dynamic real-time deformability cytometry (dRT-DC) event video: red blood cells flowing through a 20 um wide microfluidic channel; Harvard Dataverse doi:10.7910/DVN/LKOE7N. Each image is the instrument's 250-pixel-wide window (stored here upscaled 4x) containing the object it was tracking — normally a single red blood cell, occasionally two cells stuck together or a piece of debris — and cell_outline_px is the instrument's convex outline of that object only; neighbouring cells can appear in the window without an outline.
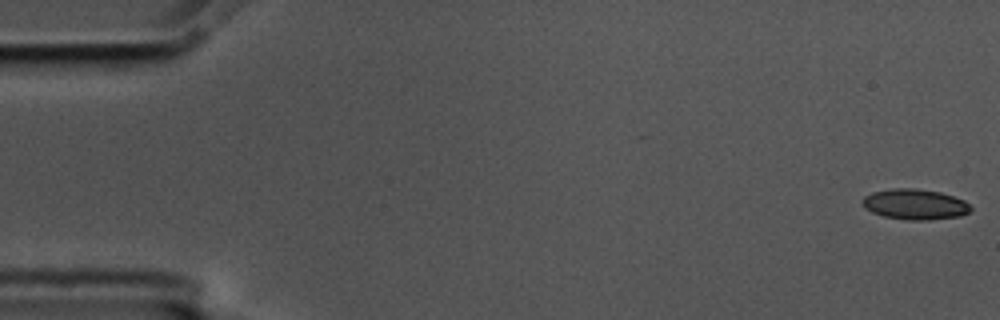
{"species": "common noctule bat (a hibernating species)", "species_latin": "Nyctalus noctula", "temperature_condition": "cold", "stored_images_in_passage": 56, "camera_frame_rate_fps": 3000, "um_per_image_px": 0.085, "animal": {"sex": "male", "body_mass_g": 17.5, "forearm_length_mm": 52.3}, "frame": {"image": 1, "passage_image": 1, "time_ms": 0.0, "image_size_px": [1000, 320], "cell_outline_px": [[972, 208], [968, 212], [960, 216], [928, 220], [908, 220], [884, 216], [872, 212], [864, 208], [860, 200], [864, 196], [872, 192], [892, 188], [916, 188], [940, 192], [964, 200]], "centroid_in_image_um": [77.73, 17.36], "position_along_channel_um": 7.3, "area_um2": 19.31}}
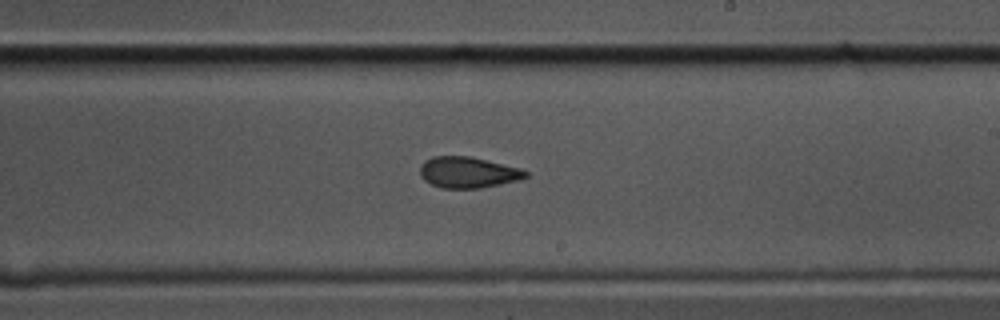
{"frame": {"image": 2, "passage_image": 33, "time_ms": 10.667, "image_size_px": [1000, 320], "cell_outline_px": [[528, 176], [520, 180], [480, 188], [440, 188], [424, 180], [420, 176], [420, 164], [424, 160], [432, 156], [472, 156], [520, 168], [528, 172]], "centroid_in_image_um": [39.76, 14.64], "position_along_channel_um": 249.2, "area_um2": 19.31}}
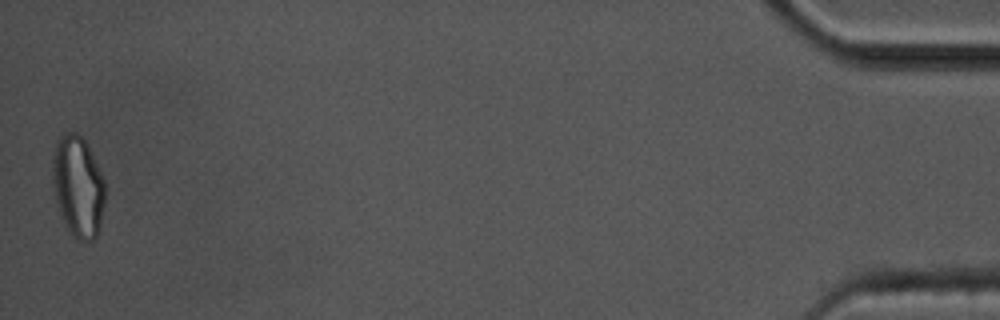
{"frame": {"image": 3, "passage_image": 56, "time_ms": 18.333, "image_size_px": [1000, 320], "cell_outline_px": [[104, 204], [100, 228], [96, 236], [92, 240], [80, 240], [72, 236], [60, 212], [56, 200], [52, 180], [52, 156], [56, 140], [64, 132], [76, 132], [84, 140], [104, 180]], "centroid_in_image_um": [6.61, 15.83], "position_along_channel_um": 428.6, "area_um2": 30.69}, "authors_computed_cell_mechanics": {"area_um2": 19.8543, "velocity_mm_per_s": 3.572, "shape_relaxation_time_tau1_ms": 8.4972, "shape_relaxation_time_tau2_ms": 2.2507, "deformation_change_tau1": 0.1571, "deformation_change_tau2": 0.0723}}